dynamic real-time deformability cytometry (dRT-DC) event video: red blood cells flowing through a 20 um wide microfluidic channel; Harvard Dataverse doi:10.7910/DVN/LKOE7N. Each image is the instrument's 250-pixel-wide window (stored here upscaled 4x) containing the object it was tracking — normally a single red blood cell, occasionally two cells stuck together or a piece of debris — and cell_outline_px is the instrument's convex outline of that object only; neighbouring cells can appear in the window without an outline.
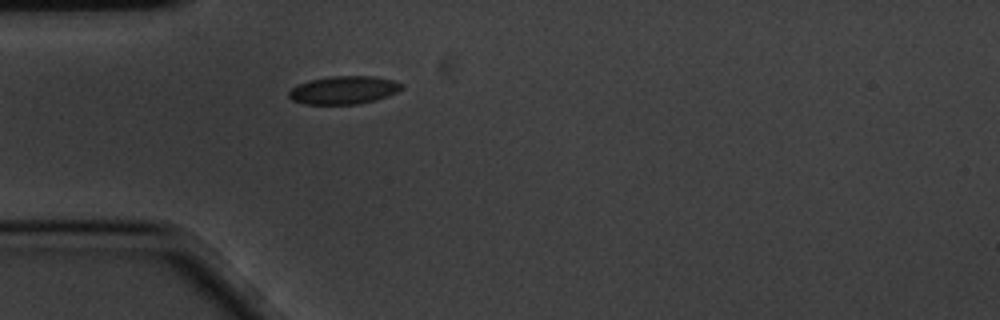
{"species": "common noctule bat (a hibernating species)", "species_latin": "Nyctalus noctula", "temperature_condition": "cold", "stored_images_in_passage": 1, "camera_frame_rate_fps": 3000, "um_per_image_px": 0.085, "animal": {"sex": "male", "body_mass_g": 20.1, "forearm_length_mm": 53.5}, "frame": {"image": 1, "passage_image": 1, "time_ms": 0.0, "image_size_px": [1000, 320], "cell_outline_px": [[404, 88], [388, 96], [376, 100], [360, 104], [304, 104], [292, 100], [288, 96], [288, 92], [296, 84], [308, 80], [328, 76], [376, 76], [396, 80]], "centroid_in_image_um": [29.21, 7.65], "position_along_channel_um": 55.8, "area_um2": 18.73}}